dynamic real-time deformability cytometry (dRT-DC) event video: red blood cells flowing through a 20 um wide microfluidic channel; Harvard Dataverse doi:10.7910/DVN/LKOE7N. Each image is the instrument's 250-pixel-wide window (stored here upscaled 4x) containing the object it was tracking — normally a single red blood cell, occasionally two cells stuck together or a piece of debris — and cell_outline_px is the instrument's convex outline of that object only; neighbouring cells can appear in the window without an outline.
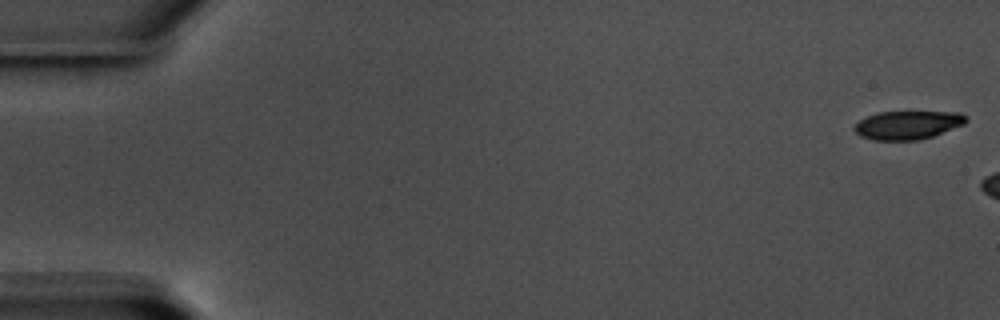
{"species": "common noctule bat (a hibernating species)", "species_latin": "Nyctalus noctula", "temperature_condition": "warm", "stored_images_in_passage": 7, "camera_frame_rate_fps": 3000, "um_per_image_px": 0.085, "animal": {"sex": "male", "body_mass_g": 17.5, "forearm_length_mm": 52.3}, "frame": {"image": 1, "passage_image": 1, "time_ms": 0.0, "image_size_px": [1000, 320], "cell_outline_px": [[968, 120], [964, 124], [932, 136], [916, 140], [872, 140], [860, 136], [852, 128], [860, 120], [868, 116], [880, 112], [960, 112], [968, 116]], "centroid_in_image_um": [77.16, 10.62], "position_along_channel_um": 7.8, "area_um2": 18.44}}